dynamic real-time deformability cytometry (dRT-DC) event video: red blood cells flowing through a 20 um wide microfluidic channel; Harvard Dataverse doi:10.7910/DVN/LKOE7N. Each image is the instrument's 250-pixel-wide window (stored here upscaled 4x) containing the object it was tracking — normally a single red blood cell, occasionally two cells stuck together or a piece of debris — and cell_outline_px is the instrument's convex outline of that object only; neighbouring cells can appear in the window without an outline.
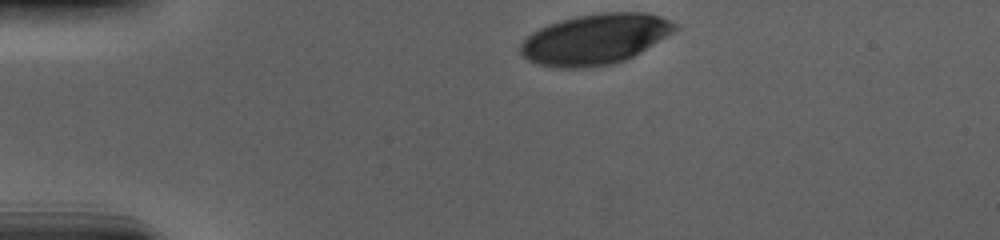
{"species": "human", "species_latin": "Homo sapiens", "temperature_condition": "cold", "stored_images_in_passage": 35, "camera_frame_rate_fps": 3000, "um_per_image_px": 0.085, "donor": {"sex": "male"}, "frame": {"image": 1, "passage_image": 1, "time_ms": 0.0, "image_size_px": [1000, 240], "cell_outline_px": [[676, 28], [672, 32], [640, 52], [624, 60], [612, 64], [584, 68], [556, 68], [536, 64], [528, 60], [520, 52], [520, 44], [532, 32], [548, 24], [560, 20], [576, 16], [604, 12], [648, 12], [660, 16], [676, 24]], "centroid_in_image_um": [50.54, 3.33], "position_along_channel_um": 34.5, "area_um2": 45.2}}
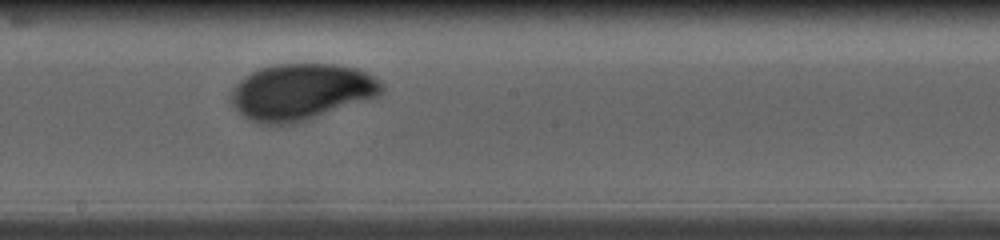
{"frame": {"image": 2, "passage_image": 21, "time_ms": 6.667, "image_size_px": [1000, 240], "cell_outline_px": [[384, 92], [380, 96], [292, 124], [260, 124], [248, 120], [232, 104], [228, 96], [232, 88], [244, 76], [260, 68], [272, 64], [336, 64], [356, 68], [368, 72], [376, 76], [384, 84]], "centroid_in_image_um": [25.62, 7.79], "position_along_channel_um": 222.6, "area_um2": 49.82}}
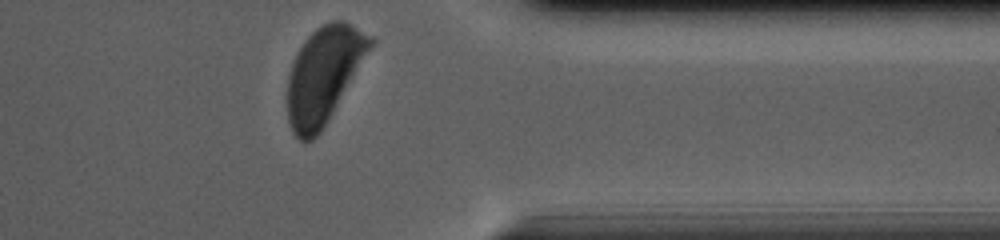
{"frame": {"image": 3, "passage_image": 35, "time_ms": 11.333, "image_size_px": [1000, 240], "cell_outline_px": [[376, 40], [328, 120], [320, 132], [312, 140], [300, 140], [292, 132], [288, 120], [288, 76], [296, 52], [304, 40], [316, 28], [332, 20], [340, 20], [372, 36]], "centroid_in_image_um": [27.51, 6.36], "position_along_channel_um": 383.9, "area_um2": 45.72}, "authors_computed_cell_mechanics": {"area_um2": 48.6098, "velocity_mm_per_s": 3.6565, "shape_relaxation_time_tau1_ms": 3.7774, "shape_relaxation_time_tau2_ms": null, "deformation_change_tau1": 0.165, "deformation_change_tau2": null}}